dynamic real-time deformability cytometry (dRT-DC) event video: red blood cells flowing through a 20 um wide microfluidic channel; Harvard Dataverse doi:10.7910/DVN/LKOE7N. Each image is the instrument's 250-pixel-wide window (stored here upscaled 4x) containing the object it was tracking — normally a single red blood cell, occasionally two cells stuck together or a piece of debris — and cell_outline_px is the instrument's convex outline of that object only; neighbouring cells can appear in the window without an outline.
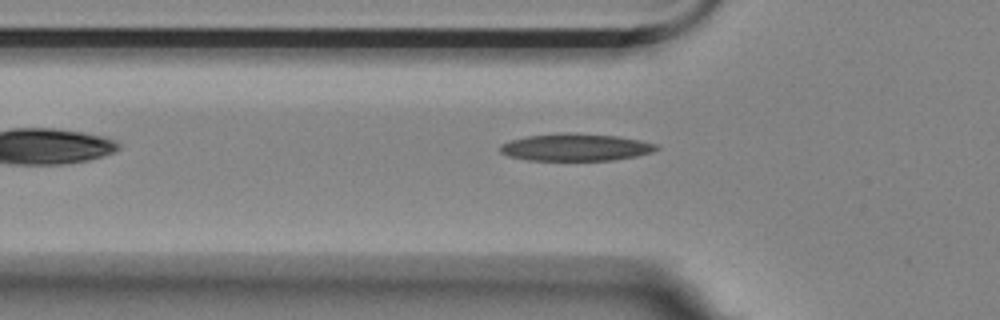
{"species": "Egyptian fruit bat (a non-hibernating species)", "species_latin": "Rousettus aegyptiacus", "temperature_condition": "room temperature", "stored_images_in_passage": 4, "camera_frame_rate_fps": 3000, "um_per_image_px": 0.085, "animal": {"sex": "female"}, "frame": {"image": 1, "passage_image": 3, "time_ms": 0.667, "image_size_px": [1000, 320], "cell_outline_px": [[660, 148], [652, 152], [636, 156], [612, 160], [528, 160], [508, 156], [500, 152], [500, 144], [524, 136], [564, 132], [576, 132], [616, 136], [640, 140], [656, 144]], "centroid_in_image_um": [48.91, 12.51], "position_along_channel_um": 76.9, "area_um2": 24.97}}
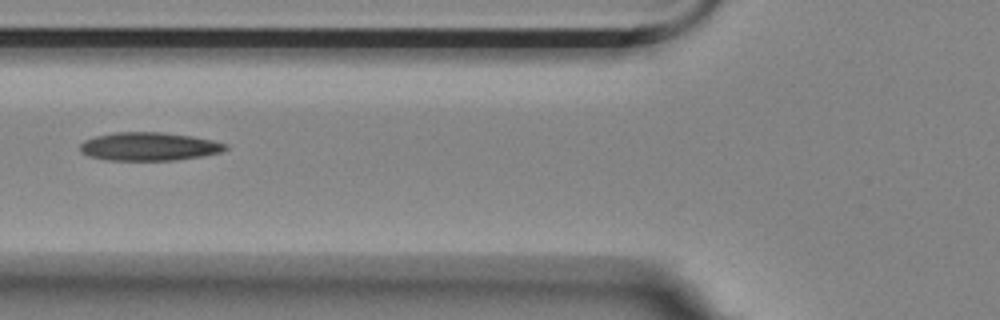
{"frame": {"image": 2, "passage_image": 4, "time_ms": 1.0, "image_size_px": [1000, 320], "cell_outline_px": [[228, 148], [220, 152], [200, 156], [172, 160], [108, 160], [88, 156], [80, 152], [80, 144], [84, 140], [96, 136], [116, 132], [160, 132], [192, 136], [212, 140], [228, 144]], "centroid_in_image_um": [12.64, 12.45], "position_along_channel_um": 113.2, "area_um2": 23.87}}